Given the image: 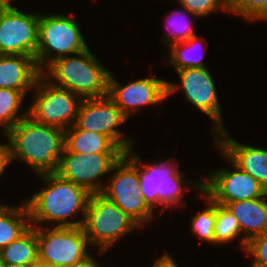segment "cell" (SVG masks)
I'll list each match as a JSON object with an SVG mask.
<instances>
[{
    "instance_id": "cell-7",
    "label": "cell",
    "mask_w": 267,
    "mask_h": 267,
    "mask_svg": "<svg viewBox=\"0 0 267 267\" xmlns=\"http://www.w3.org/2000/svg\"><path fill=\"white\" fill-rule=\"evenodd\" d=\"M33 90H36L35 98L27 110L28 116L35 122L64 131L76 123L82 101L79 95L53 85L42 74L36 80Z\"/></svg>"
},
{
    "instance_id": "cell-31",
    "label": "cell",
    "mask_w": 267,
    "mask_h": 267,
    "mask_svg": "<svg viewBox=\"0 0 267 267\" xmlns=\"http://www.w3.org/2000/svg\"><path fill=\"white\" fill-rule=\"evenodd\" d=\"M153 267H178V265H176L172 256L166 253L154 262Z\"/></svg>"
},
{
    "instance_id": "cell-38",
    "label": "cell",
    "mask_w": 267,
    "mask_h": 267,
    "mask_svg": "<svg viewBox=\"0 0 267 267\" xmlns=\"http://www.w3.org/2000/svg\"><path fill=\"white\" fill-rule=\"evenodd\" d=\"M251 267H260V266L255 265V264H251Z\"/></svg>"
},
{
    "instance_id": "cell-14",
    "label": "cell",
    "mask_w": 267,
    "mask_h": 267,
    "mask_svg": "<svg viewBox=\"0 0 267 267\" xmlns=\"http://www.w3.org/2000/svg\"><path fill=\"white\" fill-rule=\"evenodd\" d=\"M127 120L116 104L104 96L82 99L75 124L82 130L108 136L125 153L133 148V142L124 137L117 127Z\"/></svg>"
},
{
    "instance_id": "cell-32",
    "label": "cell",
    "mask_w": 267,
    "mask_h": 267,
    "mask_svg": "<svg viewBox=\"0 0 267 267\" xmlns=\"http://www.w3.org/2000/svg\"><path fill=\"white\" fill-rule=\"evenodd\" d=\"M94 257L91 254L87 255L84 259L76 262L71 267H100L98 264L95 263Z\"/></svg>"
},
{
    "instance_id": "cell-4",
    "label": "cell",
    "mask_w": 267,
    "mask_h": 267,
    "mask_svg": "<svg viewBox=\"0 0 267 267\" xmlns=\"http://www.w3.org/2000/svg\"><path fill=\"white\" fill-rule=\"evenodd\" d=\"M132 150V148L129 149L123 155L137 168L140 177V191L144 201L153 211L158 204L166 208L177 205L184 197L185 192L182 185L185 183H188L192 189L198 188L202 192V181L194 183L183 180L179 165L175 166L174 163L171 165L170 159L160 163H142L143 161L136 156V151Z\"/></svg>"
},
{
    "instance_id": "cell-23",
    "label": "cell",
    "mask_w": 267,
    "mask_h": 267,
    "mask_svg": "<svg viewBox=\"0 0 267 267\" xmlns=\"http://www.w3.org/2000/svg\"><path fill=\"white\" fill-rule=\"evenodd\" d=\"M24 97L20 91L0 88V125L4 127L5 134L28 115V110L25 109L26 112L18 116Z\"/></svg>"
},
{
    "instance_id": "cell-27",
    "label": "cell",
    "mask_w": 267,
    "mask_h": 267,
    "mask_svg": "<svg viewBox=\"0 0 267 267\" xmlns=\"http://www.w3.org/2000/svg\"><path fill=\"white\" fill-rule=\"evenodd\" d=\"M227 12L242 16L249 22L267 21V0H226Z\"/></svg>"
},
{
    "instance_id": "cell-34",
    "label": "cell",
    "mask_w": 267,
    "mask_h": 267,
    "mask_svg": "<svg viewBox=\"0 0 267 267\" xmlns=\"http://www.w3.org/2000/svg\"><path fill=\"white\" fill-rule=\"evenodd\" d=\"M5 267H29V266H24V265H20V264H7L6 263Z\"/></svg>"
},
{
    "instance_id": "cell-22",
    "label": "cell",
    "mask_w": 267,
    "mask_h": 267,
    "mask_svg": "<svg viewBox=\"0 0 267 267\" xmlns=\"http://www.w3.org/2000/svg\"><path fill=\"white\" fill-rule=\"evenodd\" d=\"M201 39H202L201 37L196 35L188 40L181 41L178 43H173L170 45L169 48H171V52L167 55L169 57L170 64L173 65L175 70H182L185 68H194V67L196 68L206 67L203 62V56H204L203 53L202 54L200 53L201 56L198 57L194 56L192 57L190 55L191 51L193 50L197 51L200 48L199 46H202ZM182 48L185 49L183 50Z\"/></svg>"
},
{
    "instance_id": "cell-36",
    "label": "cell",
    "mask_w": 267,
    "mask_h": 267,
    "mask_svg": "<svg viewBox=\"0 0 267 267\" xmlns=\"http://www.w3.org/2000/svg\"><path fill=\"white\" fill-rule=\"evenodd\" d=\"M6 263L1 259V256H0V267H5Z\"/></svg>"
},
{
    "instance_id": "cell-30",
    "label": "cell",
    "mask_w": 267,
    "mask_h": 267,
    "mask_svg": "<svg viewBox=\"0 0 267 267\" xmlns=\"http://www.w3.org/2000/svg\"><path fill=\"white\" fill-rule=\"evenodd\" d=\"M12 161L9 142L0 144V176L3 174L8 164Z\"/></svg>"
},
{
    "instance_id": "cell-19",
    "label": "cell",
    "mask_w": 267,
    "mask_h": 267,
    "mask_svg": "<svg viewBox=\"0 0 267 267\" xmlns=\"http://www.w3.org/2000/svg\"><path fill=\"white\" fill-rule=\"evenodd\" d=\"M65 148L72 153H124L108 136L80 129L76 124L65 131Z\"/></svg>"
},
{
    "instance_id": "cell-17",
    "label": "cell",
    "mask_w": 267,
    "mask_h": 267,
    "mask_svg": "<svg viewBox=\"0 0 267 267\" xmlns=\"http://www.w3.org/2000/svg\"><path fill=\"white\" fill-rule=\"evenodd\" d=\"M41 74L33 56L0 55V88L20 91L25 96Z\"/></svg>"
},
{
    "instance_id": "cell-8",
    "label": "cell",
    "mask_w": 267,
    "mask_h": 267,
    "mask_svg": "<svg viewBox=\"0 0 267 267\" xmlns=\"http://www.w3.org/2000/svg\"><path fill=\"white\" fill-rule=\"evenodd\" d=\"M109 184L100 194L115 203L140 226L154 217V211L144 201L140 191L137 168L124 156L113 165Z\"/></svg>"
},
{
    "instance_id": "cell-2",
    "label": "cell",
    "mask_w": 267,
    "mask_h": 267,
    "mask_svg": "<svg viewBox=\"0 0 267 267\" xmlns=\"http://www.w3.org/2000/svg\"><path fill=\"white\" fill-rule=\"evenodd\" d=\"M4 135L12 161L21 159L38 175L58 171L65 147L64 130L37 123L27 115Z\"/></svg>"
},
{
    "instance_id": "cell-6",
    "label": "cell",
    "mask_w": 267,
    "mask_h": 267,
    "mask_svg": "<svg viewBox=\"0 0 267 267\" xmlns=\"http://www.w3.org/2000/svg\"><path fill=\"white\" fill-rule=\"evenodd\" d=\"M78 23L61 14L40 15L35 62L43 72L55 59L77 54L88 48ZM55 55H54V54Z\"/></svg>"
},
{
    "instance_id": "cell-24",
    "label": "cell",
    "mask_w": 267,
    "mask_h": 267,
    "mask_svg": "<svg viewBox=\"0 0 267 267\" xmlns=\"http://www.w3.org/2000/svg\"><path fill=\"white\" fill-rule=\"evenodd\" d=\"M209 204L208 208L193 216L191 229L201 240L214 244V227L217 218V203L203 191L201 195Z\"/></svg>"
},
{
    "instance_id": "cell-16",
    "label": "cell",
    "mask_w": 267,
    "mask_h": 267,
    "mask_svg": "<svg viewBox=\"0 0 267 267\" xmlns=\"http://www.w3.org/2000/svg\"><path fill=\"white\" fill-rule=\"evenodd\" d=\"M215 145L240 169L267 190V150L236 142L226 129L216 133Z\"/></svg>"
},
{
    "instance_id": "cell-15",
    "label": "cell",
    "mask_w": 267,
    "mask_h": 267,
    "mask_svg": "<svg viewBox=\"0 0 267 267\" xmlns=\"http://www.w3.org/2000/svg\"><path fill=\"white\" fill-rule=\"evenodd\" d=\"M176 71L187 101L214 121V132L224 130L216 86L209 69L194 67Z\"/></svg>"
},
{
    "instance_id": "cell-12",
    "label": "cell",
    "mask_w": 267,
    "mask_h": 267,
    "mask_svg": "<svg viewBox=\"0 0 267 267\" xmlns=\"http://www.w3.org/2000/svg\"><path fill=\"white\" fill-rule=\"evenodd\" d=\"M40 14H27L5 5L0 12V55H29L35 58Z\"/></svg>"
},
{
    "instance_id": "cell-33",
    "label": "cell",
    "mask_w": 267,
    "mask_h": 267,
    "mask_svg": "<svg viewBox=\"0 0 267 267\" xmlns=\"http://www.w3.org/2000/svg\"><path fill=\"white\" fill-rule=\"evenodd\" d=\"M29 267H53V266H51L48 263L37 260L36 262H33L32 264H30Z\"/></svg>"
},
{
    "instance_id": "cell-35",
    "label": "cell",
    "mask_w": 267,
    "mask_h": 267,
    "mask_svg": "<svg viewBox=\"0 0 267 267\" xmlns=\"http://www.w3.org/2000/svg\"><path fill=\"white\" fill-rule=\"evenodd\" d=\"M11 1L13 0H0L1 3H3L4 5H11Z\"/></svg>"
},
{
    "instance_id": "cell-28",
    "label": "cell",
    "mask_w": 267,
    "mask_h": 267,
    "mask_svg": "<svg viewBox=\"0 0 267 267\" xmlns=\"http://www.w3.org/2000/svg\"><path fill=\"white\" fill-rule=\"evenodd\" d=\"M178 3L197 17H205L220 9L227 12L226 0H178Z\"/></svg>"
},
{
    "instance_id": "cell-10",
    "label": "cell",
    "mask_w": 267,
    "mask_h": 267,
    "mask_svg": "<svg viewBox=\"0 0 267 267\" xmlns=\"http://www.w3.org/2000/svg\"><path fill=\"white\" fill-rule=\"evenodd\" d=\"M215 147L235 171L224 168L211 172L202 181V191L208 197L225 206L234 201L257 199L267 194V190L254 177L235 165L216 145Z\"/></svg>"
},
{
    "instance_id": "cell-21",
    "label": "cell",
    "mask_w": 267,
    "mask_h": 267,
    "mask_svg": "<svg viewBox=\"0 0 267 267\" xmlns=\"http://www.w3.org/2000/svg\"><path fill=\"white\" fill-rule=\"evenodd\" d=\"M7 264L29 266L38 260L37 227L30 226L21 236L0 250Z\"/></svg>"
},
{
    "instance_id": "cell-3",
    "label": "cell",
    "mask_w": 267,
    "mask_h": 267,
    "mask_svg": "<svg viewBox=\"0 0 267 267\" xmlns=\"http://www.w3.org/2000/svg\"><path fill=\"white\" fill-rule=\"evenodd\" d=\"M44 69H47L41 72L44 77L58 81L56 84L54 80L50 81L53 85L65 88L82 99L108 95L111 72L101 65L89 47L75 56L57 58Z\"/></svg>"
},
{
    "instance_id": "cell-37",
    "label": "cell",
    "mask_w": 267,
    "mask_h": 267,
    "mask_svg": "<svg viewBox=\"0 0 267 267\" xmlns=\"http://www.w3.org/2000/svg\"><path fill=\"white\" fill-rule=\"evenodd\" d=\"M4 6H5V5H4L3 3L0 2V12H1V10L3 9Z\"/></svg>"
},
{
    "instance_id": "cell-18",
    "label": "cell",
    "mask_w": 267,
    "mask_h": 267,
    "mask_svg": "<svg viewBox=\"0 0 267 267\" xmlns=\"http://www.w3.org/2000/svg\"><path fill=\"white\" fill-rule=\"evenodd\" d=\"M267 194L263 197L234 201L225 206L237 219L244 237L241 239V248L246 249L248 241L258 235L267 233Z\"/></svg>"
},
{
    "instance_id": "cell-25",
    "label": "cell",
    "mask_w": 267,
    "mask_h": 267,
    "mask_svg": "<svg viewBox=\"0 0 267 267\" xmlns=\"http://www.w3.org/2000/svg\"><path fill=\"white\" fill-rule=\"evenodd\" d=\"M239 236H241V228L237 219L226 206L217 204L214 243H228Z\"/></svg>"
},
{
    "instance_id": "cell-20",
    "label": "cell",
    "mask_w": 267,
    "mask_h": 267,
    "mask_svg": "<svg viewBox=\"0 0 267 267\" xmlns=\"http://www.w3.org/2000/svg\"><path fill=\"white\" fill-rule=\"evenodd\" d=\"M30 226L26 203L21 207L0 204V250L21 236Z\"/></svg>"
},
{
    "instance_id": "cell-29",
    "label": "cell",
    "mask_w": 267,
    "mask_h": 267,
    "mask_svg": "<svg viewBox=\"0 0 267 267\" xmlns=\"http://www.w3.org/2000/svg\"><path fill=\"white\" fill-rule=\"evenodd\" d=\"M245 251L254 258L251 264L267 267V233L251 238Z\"/></svg>"
},
{
    "instance_id": "cell-9",
    "label": "cell",
    "mask_w": 267,
    "mask_h": 267,
    "mask_svg": "<svg viewBox=\"0 0 267 267\" xmlns=\"http://www.w3.org/2000/svg\"><path fill=\"white\" fill-rule=\"evenodd\" d=\"M38 260L53 267H71L89 255L83 227H37Z\"/></svg>"
},
{
    "instance_id": "cell-5",
    "label": "cell",
    "mask_w": 267,
    "mask_h": 267,
    "mask_svg": "<svg viewBox=\"0 0 267 267\" xmlns=\"http://www.w3.org/2000/svg\"><path fill=\"white\" fill-rule=\"evenodd\" d=\"M82 227L90 246L96 245L102 254L120 238L141 226L115 203L96 193L89 197Z\"/></svg>"
},
{
    "instance_id": "cell-26",
    "label": "cell",
    "mask_w": 267,
    "mask_h": 267,
    "mask_svg": "<svg viewBox=\"0 0 267 267\" xmlns=\"http://www.w3.org/2000/svg\"><path fill=\"white\" fill-rule=\"evenodd\" d=\"M182 9L184 12H181L179 10L178 11L175 10L171 13V18H170V16L167 17L168 21L166 20L165 23H167L166 27H167L170 34L166 35V38H164V40H163L166 43V45L170 46L173 43L185 41V40H188V39L196 36V33H194V31H193L194 27H193L192 23L185 21V20H188V19H186L187 14H191L194 17H197V16L193 15L191 12H189L184 7H182ZM177 14H178V16H177ZM179 15H180V17L182 16L185 18L181 17V20H180ZM172 16H173V18H172ZM174 16H177V17L175 18Z\"/></svg>"
},
{
    "instance_id": "cell-1",
    "label": "cell",
    "mask_w": 267,
    "mask_h": 267,
    "mask_svg": "<svg viewBox=\"0 0 267 267\" xmlns=\"http://www.w3.org/2000/svg\"><path fill=\"white\" fill-rule=\"evenodd\" d=\"M40 177L45 188L42 186L26 201L30 223L35 224L31 226L43 227L44 222H54L57 224H53V227H82L91 193L56 173L41 174ZM80 211L83 213L82 220H67Z\"/></svg>"
},
{
    "instance_id": "cell-11",
    "label": "cell",
    "mask_w": 267,
    "mask_h": 267,
    "mask_svg": "<svg viewBox=\"0 0 267 267\" xmlns=\"http://www.w3.org/2000/svg\"><path fill=\"white\" fill-rule=\"evenodd\" d=\"M124 153L80 154L69 152L65 147L56 172L62 179L85 188L89 193H100V178L111 173L113 165Z\"/></svg>"
},
{
    "instance_id": "cell-13",
    "label": "cell",
    "mask_w": 267,
    "mask_h": 267,
    "mask_svg": "<svg viewBox=\"0 0 267 267\" xmlns=\"http://www.w3.org/2000/svg\"><path fill=\"white\" fill-rule=\"evenodd\" d=\"M155 76V77H154ZM152 77L141 78L122 86L114 79L112 72L108 80V97L116 104L122 113L129 118L139 107L162 102L175 93L180 86L169 81Z\"/></svg>"
}]
</instances>
